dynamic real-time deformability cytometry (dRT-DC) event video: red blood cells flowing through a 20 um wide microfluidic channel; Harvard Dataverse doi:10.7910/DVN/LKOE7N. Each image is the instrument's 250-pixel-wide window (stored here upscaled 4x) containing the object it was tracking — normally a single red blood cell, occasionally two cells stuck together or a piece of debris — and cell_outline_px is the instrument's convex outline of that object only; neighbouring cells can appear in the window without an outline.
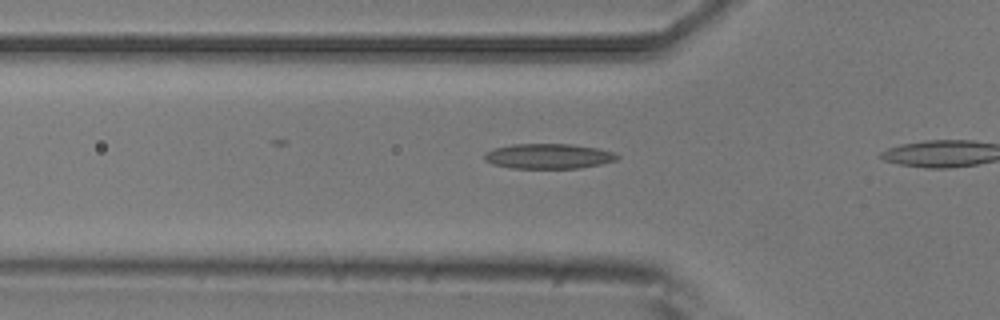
{"species": "common noctule bat (a hibernating species)", "species_latin": "Nyctalus noctula", "temperature_condition": "room temperature", "stored_images_in_passage": 4, "camera_frame_rate_fps": 3000, "um_per_image_px": 0.085, "animal": {"sex": "male", "body_mass_g": 20.5, "forearm_length_mm": 52.5}, "frame": {"image": 1, "passage_image": 2, "time_ms": 0.333, "image_size_px": [1000, 320], "cell_outline_px": [[620, 156], [616, 160], [600, 164], [580, 168], [512, 168], [492, 164], [484, 160], [484, 152], [496, 148], [512, 144], [572, 144], [596, 148], [612, 152]], "centroid_in_image_um": [46.59, 13.28], "position_along_channel_um": 79.2, "area_um2": 19.31}}